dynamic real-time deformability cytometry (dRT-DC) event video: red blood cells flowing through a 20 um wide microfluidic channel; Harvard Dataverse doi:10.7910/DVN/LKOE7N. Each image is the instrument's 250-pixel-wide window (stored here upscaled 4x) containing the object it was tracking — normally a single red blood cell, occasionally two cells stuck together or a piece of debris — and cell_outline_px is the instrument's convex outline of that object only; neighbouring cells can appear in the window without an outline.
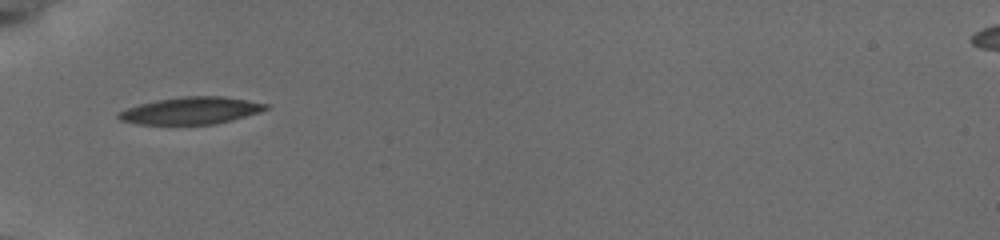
{"species": "common noctule bat (a hibernating species)", "species_latin": "Nyctalus noctula", "temperature_condition": "cold", "stored_images_in_passage": 15, "camera_frame_rate_fps": 3000, "um_per_image_px": 0.085, "animal": {"sex": "female", "body_mass_g": 19.5, "forearm_length_mm": 54.1}, "frame": {"image": 1, "passage_image": 1, "time_ms": 0.0, "image_size_px": [1000, 240], "cell_outline_px": [[268, 108], [260, 112], [212, 124], [140, 124], [120, 120], [116, 116], [120, 112], [128, 108], [140, 104], [156, 100], [188, 96], [224, 96], [268, 104]], "centroid_in_image_um": [16.22, 9.39], "position_along_channel_um": 68.8, "area_um2": 22.77}}
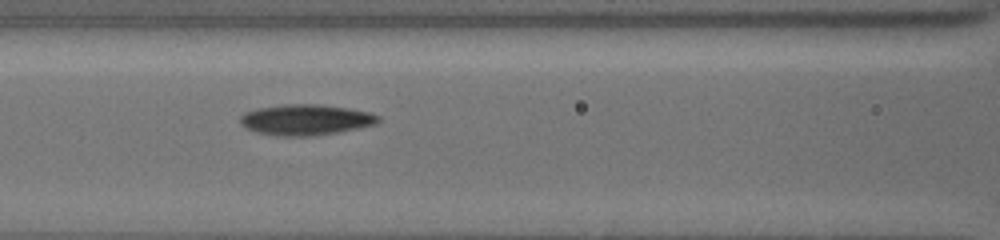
{"frame": {"image": 2, "passage_image": 11, "time_ms": 2.0, "image_size_px": [1000, 240], "cell_outline_px": [[380, 120], [372, 124], [356, 128], [336, 132], [312, 136], [276, 136], [256, 132], [240, 124], [240, 116], [244, 112], [256, 108], [284, 104], [316, 104], [348, 108], [368, 112], [376, 116]], "centroid_in_image_um": [25.89, 10.17], "position_along_channel_um": 140.7, "area_um2": 24.45}}
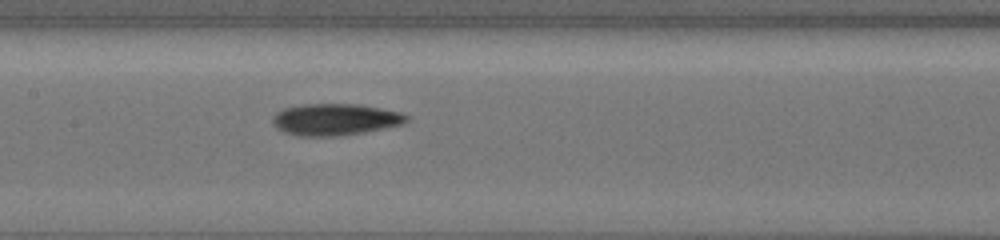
{"frame": {"image": 3, "passage_image": 15, "time_ms": 3.0, "image_size_px": [1000, 240], "cell_outline_px": [[408, 120], [400, 124], [364, 132], [332, 136], [300, 136], [284, 132], [272, 120], [284, 108], [308, 104], [360, 104], [400, 112], [408, 116]], "centroid_in_image_um": [28.53, 10.15], "position_along_channel_um": 178.9, "area_um2": 24.04}}